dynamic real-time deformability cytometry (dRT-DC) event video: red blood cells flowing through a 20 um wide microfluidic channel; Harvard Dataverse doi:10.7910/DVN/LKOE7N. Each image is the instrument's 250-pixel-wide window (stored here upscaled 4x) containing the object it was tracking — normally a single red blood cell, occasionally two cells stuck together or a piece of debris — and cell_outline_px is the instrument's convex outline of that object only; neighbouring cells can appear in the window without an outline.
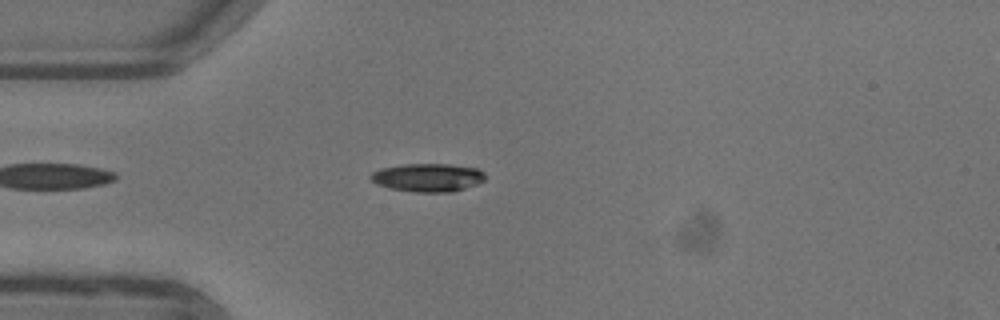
{"species": "common noctule bat (a hibernating species)", "species_latin": "Nyctalus noctula", "temperature_condition": "warm", "stored_images_in_passage": 7, "camera_frame_rate_fps": 3000, "um_per_image_px": 0.085, "animal": {"sex": "female"}, "frame": {"image": 1, "passage_image": 5, "time_ms": 1.333, "image_size_px": [1000, 320], "cell_outline_px": [[488, 176], [484, 180], [476, 184], [452, 192], [412, 192], [388, 188], [376, 184], [368, 176], [372, 172], [380, 168], [404, 164], [448, 164], [476, 168], [484, 172]], "centroid_in_image_um": [36.34, 15.09], "position_along_channel_um": 48.7, "area_um2": 19.02}}